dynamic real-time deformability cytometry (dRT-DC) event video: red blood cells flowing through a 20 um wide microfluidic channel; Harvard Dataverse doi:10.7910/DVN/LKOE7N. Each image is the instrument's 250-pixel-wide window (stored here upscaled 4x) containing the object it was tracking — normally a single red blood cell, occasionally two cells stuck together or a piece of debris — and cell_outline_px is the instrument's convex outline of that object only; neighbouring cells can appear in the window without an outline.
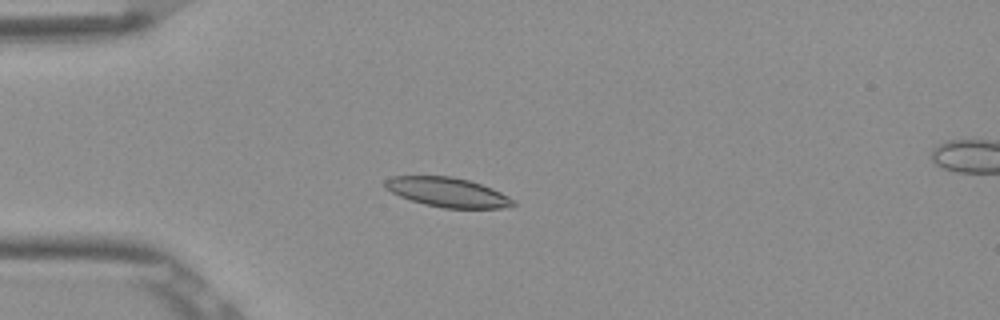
{"species": "Egyptian fruit bat (a non-hibernating species)", "species_latin": "Rousettus aegyptiacus", "temperature_condition": "room temperature", "stored_images_in_passage": 5, "camera_frame_rate_fps": 3000, "um_per_image_px": 0.085, "frame": {"image": 1, "passage_image": 2, "time_ms": 0.333, "image_size_px": [1000, 320], "cell_outline_px": [[516, 204], [504, 208], [444, 208], [424, 204], [400, 196], [384, 188], [384, 180], [392, 176], [452, 176], [468, 180], [492, 188], [516, 200]], "centroid_in_image_um": [38.04, 16.34], "position_along_channel_um": 47.0, "area_um2": 21.96}}
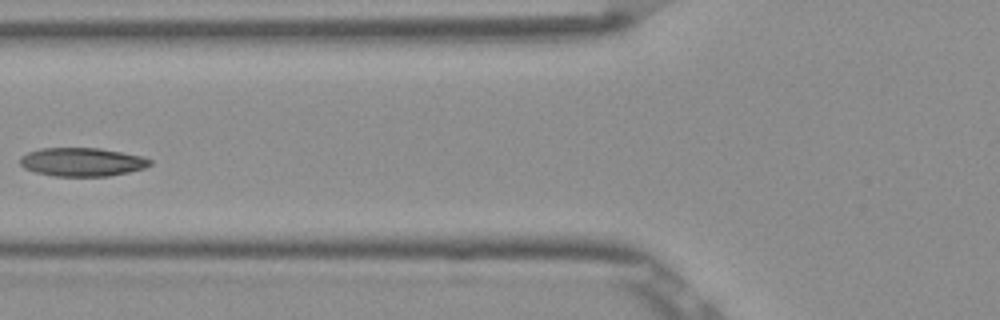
{"frame": {"image": 2, "passage_image": 4, "time_ms": 1.0, "image_size_px": [1000, 320], "cell_outline_px": [[152, 164], [144, 168], [128, 172], [108, 176], [52, 176], [36, 172], [24, 168], [20, 164], [20, 156], [28, 152], [40, 148], [100, 148], [140, 156], [152, 160]], "centroid_in_image_um": [6.95, 13.77], "position_along_channel_um": 118.9, "area_um2": 21.56}}
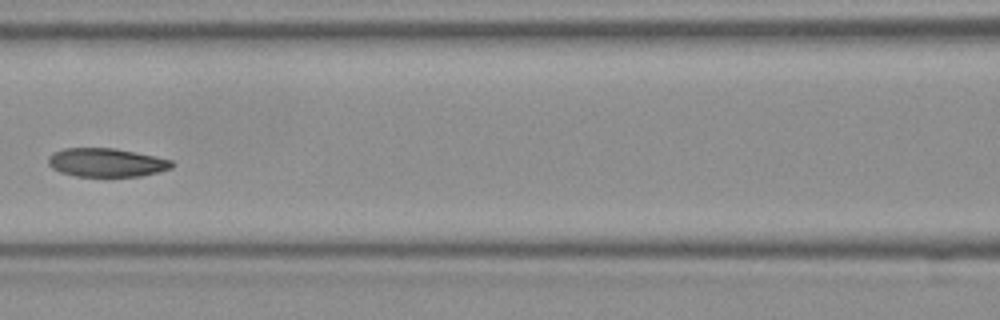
{"frame": {"image": 3, "passage_image": 5, "time_ms": 1.333, "image_size_px": [1000, 320], "cell_outline_px": [[176, 164], [172, 168], [140, 176], [76, 176], [60, 172], [52, 168], [48, 164], [48, 156], [52, 152], [64, 148], [116, 148], [156, 156], [172, 160]], "centroid_in_image_um": [9.04, 13.8], "position_along_channel_um": 157.6, "area_um2": 20.75}}